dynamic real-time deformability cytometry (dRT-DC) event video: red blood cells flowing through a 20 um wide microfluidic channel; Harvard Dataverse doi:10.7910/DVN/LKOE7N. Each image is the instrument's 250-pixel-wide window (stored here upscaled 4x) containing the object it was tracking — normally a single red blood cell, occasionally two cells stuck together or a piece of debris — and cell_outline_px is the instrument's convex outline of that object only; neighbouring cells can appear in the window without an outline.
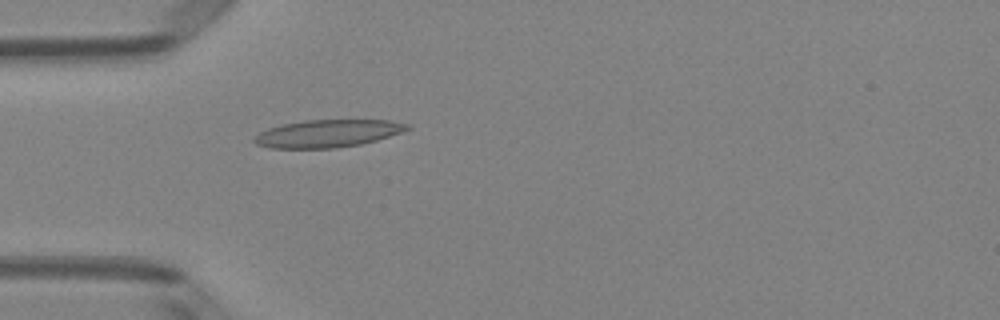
{"species": "Egyptian fruit bat (a non-hibernating species)", "species_latin": "Rousettus aegyptiacus", "temperature_condition": "room temperature", "stored_images_in_passage": 5, "camera_frame_rate_fps": 3000, "um_per_image_px": 0.085, "animal": {"sex": "female"}, "frame": {"image": 1, "passage_image": 5, "time_ms": 1.333, "image_size_px": [1000, 320], "cell_outline_px": [[412, 128], [376, 140], [360, 144], [336, 148], [268, 148], [256, 144], [252, 140], [260, 132], [268, 128], [284, 124], [304, 120], [388, 120], [408, 124]], "centroid_in_image_um": [27.82, 11.35], "position_along_channel_um": 57.2, "area_um2": 24.39}}